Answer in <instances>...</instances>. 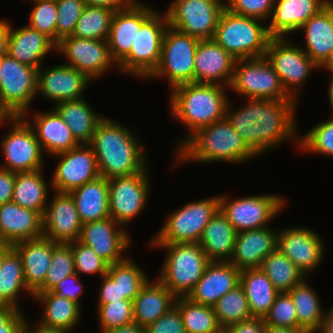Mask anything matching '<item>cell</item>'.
Returning a JSON list of instances; mask_svg holds the SVG:
<instances>
[{
    "label": "cell",
    "instance_id": "ab89813d",
    "mask_svg": "<svg viewBox=\"0 0 333 333\" xmlns=\"http://www.w3.org/2000/svg\"><path fill=\"white\" fill-rule=\"evenodd\" d=\"M29 294L33 299V293L28 289L24 278V270L19 253L11 247L2 260L0 267V302L19 311L21 292Z\"/></svg>",
    "mask_w": 333,
    "mask_h": 333
},
{
    "label": "cell",
    "instance_id": "9f6ffc18",
    "mask_svg": "<svg viewBox=\"0 0 333 333\" xmlns=\"http://www.w3.org/2000/svg\"><path fill=\"white\" fill-rule=\"evenodd\" d=\"M146 333H186L182 316L176 306L146 328Z\"/></svg>",
    "mask_w": 333,
    "mask_h": 333
},
{
    "label": "cell",
    "instance_id": "74e56055",
    "mask_svg": "<svg viewBox=\"0 0 333 333\" xmlns=\"http://www.w3.org/2000/svg\"><path fill=\"white\" fill-rule=\"evenodd\" d=\"M44 168L31 172H17L13 189L12 202L44 215L49 201V186Z\"/></svg>",
    "mask_w": 333,
    "mask_h": 333
},
{
    "label": "cell",
    "instance_id": "3957f363",
    "mask_svg": "<svg viewBox=\"0 0 333 333\" xmlns=\"http://www.w3.org/2000/svg\"><path fill=\"white\" fill-rule=\"evenodd\" d=\"M174 152L175 161L170 169L187 162L239 165L258 159L226 118L195 131Z\"/></svg>",
    "mask_w": 333,
    "mask_h": 333
},
{
    "label": "cell",
    "instance_id": "94428289",
    "mask_svg": "<svg viewBox=\"0 0 333 333\" xmlns=\"http://www.w3.org/2000/svg\"><path fill=\"white\" fill-rule=\"evenodd\" d=\"M15 180L16 172L0 167V205L12 201Z\"/></svg>",
    "mask_w": 333,
    "mask_h": 333
},
{
    "label": "cell",
    "instance_id": "9a60e30c",
    "mask_svg": "<svg viewBox=\"0 0 333 333\" xmlns=\"http://www.w3.org/2000/svg\"><path fill=\"white\" fill-rule=\"evenodd\" d=\"M225 0H173L165 9L168 25L199 40L213 39Z\"/></svg>",
    "mask_w": 333,
    "mask_h": 333
},
{
    "label": "cell",
    "instance_id": "2644e50d",
    "mask_svg": "<svg viewBox=\"0 0 333 333\" xmlns=\"http://www.w3.org/2000/svg\"><path fill=\"white\" fill-rule=\"evenodd\" d=\"M329 72L330 74V80H329V84H328V102H329V107L331 108V114H333V70H326V72Z\"/></svg>",
    "mask_w": 333,
    "mask_h": 333
},
{
    "label": "cell",
    "instance_id": "6da1fadb",
    "mask_svg": "<svg viewBox=\"0 0 333 333\" xmlns=\"http://www.w3.org/2000/svg\"><path fill=\"white\" fill-rule=\"evenodd\" d=\"M246 100L237 109L229 100L225 118L258 157L290 141L299 148L298 101Z\"/></svg>",
    "mask_w": 333,
    "mask_h": 333
},
{
    "label": "cell",
    "instance_id": "e0dca14e",
    "mask_svg": "<svg viewBox=\"0 0 333 333\" xmlns=\"http://www.w3.org/2000/svg\"><path fill=\"white\" fill-rule=\"evenodd\" d=\"M55 54L63 55L67 59L65 64L84 73L93 82L107 75L106 73L114 68L118 71L117 63L111 57L107 40L66 36L56 44Z\"/></svg>",
    "mask_w": 333,
    "mask_h": 333
},
{
    "label": "cell",
    "instance_id": "d6a6232c",
    "mask_svg": "<svg viewBox=\"0 0 333 333\" xmlns=\"http://www.w3.org/2000/svg\"><path fill=\"white\" fill-rule=\"evenodd\" d=\"M33 300L43 309L40 319L36 321L43 327L71 332L81 321L82 308L68 298H61L52 291H45L35 292Z\"/></svg>",
    "mask_w": 333,
    "mask_h": 333
},
{
    "label": "cell",
    "instance_id": "7402d4cb",
    "mask_svg": "<svg viewBox=\"0 0 333 333\" xmlns=\"http://www.w3.org/2000/svg\"><path fill=\"white\" fill-rule=\"evenodd\" d=\"M43 215V237L56 243L78 240L82 223L69 193L54 191Z\"/></svg>",
    "mask_w": 333,
    "mask_h": 333
},
{
    "label": "cell",
    "instance_id": "52a82bcc",
    "mask_svg": "<svg viewBox=\"0 0 333 333\" xmlns=\"http://www.w3.org/2000/svg\"><path fill=\"white\" fill-rule=\"evenodd\" d=\"M271 38L267 22L231 13L225 8L213 40L238 60L265 56Z\"/></svg>",
    "mask_w": 333,
    "mask_h": 333
},
{
    "label": "cell",
    "instance_id": "8992f818",
    "mask_svg": "<svg viewBox=\"0 0 333 333\" xmlns=\"http://www.w3.org/2000/svg\"><path fill=\"white\" fill-rule=\"evenodd\" d=\"M165 250L157 278L176 297H187L211 262L199 243L148 244Z\"/></svg>",
    "mask_w": 333,
    "mask_h": 333
},
{
    "label": "cell",
    "instance_id": "4fadbf2b",
    "mask_svg": "<svg viewBox=\"0 0 333 333\" xmlns=\"http://www.w3.org/2000/svg\"><path fill=\"white\" fill-rule=\"evenodd\" d=\"M219 194L220 210L228 218L236 232L270 226L285 205L286 199L280 194H255L229 199Z\"/></svg>",
    "mask_w": 333,
    "mask_h": 333
},
{
    "label": "cell",
    "instance_id": "60d3db41",
    "mask_svg": "<svg viewBox=\"0 0 333 333\" xmlns=\"http://www.w3.org/2000/svg\"><path fill=\"white\" fill-rule=\"evenodd\" d=\"M293 300L296 315L297 328H304L316 333L322 325L325 313L317 291L309 285L305 278L288 292Z\"/></svg>",
    "mask_w": 333,
    "mask_h": 333
},
{
    "label": "cell",
    "instance_id": "2a66077c",
    "mask_svg": "<svg viewBox=\"0 0 333 333\" xmlns=\"http://www.w3.org/2000/svg\"><path fill=\"white\" fill-rule=\"evenodd\" d=\"M325 4L333 2V0H322Z\"/></svg>",
    "mask_w": 333,
    "mask_h": 333
},
{
    "label": "cell",
    "instance_id": "f6af8a7d",
    "mask_svg": "<svg viewBox=\"0 0 333 333\" xmlns=\"http://www.w3.org/2000/svg\"><path fill=\"white\" fill-rule=\"evenodd\" d=\"M213 308L221 328L252 319L248 300L241 285L226 293Z\"/></svg>",
    "mask_w": 333,
    "mask_h": 333
},
{
    "label": "cell",
    "instance_id": "6f0895ef",
    "mask_svg": "<svg viewBox=\"0 0 333 333\" xmlns=\"http://www.w3.org/2000/svg\"><path fill=\"white\" fill-rule=\"evenodd\" d=\"M27 319L22 310L7 305L0 306V333H24Z\"/></svg>",
    "mask_w": 333,
    "mask_h": 333
},
{
    "label": "cell",
    "instance_id": "7bdbcfd3",
    "mask_svg": "<svg viewBox=\"0 0 333 333\" xmlns=\"http://www.w3.org/2000/svg\"><path fill=\"white\" fill-rule=\"evenodd\" d=\"M186 333H214L221 326L217 321L214 308L192 302L187 297H178L175 301Z\"/></svg>",
    "mask_w": 333,
    "mask_h": 333
},
{
    "label": "cell",
    "instance_id": "816d5d0a",
    "mask_svg": "<svg viewBox=\"0 0 333 333\" xmlns=\"http://www.w3.org/2000/svg\"><path fill=\"white\" fill-rule=\"evenodd\" d=\"M74 256V270L81 277L84 275L98 274L104 276L108 272L109 264L103 260L90 247L78 240L69 243Z\"/></svg>",
    "mask_w": 333,
    "mask_h": 333
},
{
    "label": "cell",
    "instance_id": "ac0fdd59",
    "mask_svg": "<svg viewBox=\"0 0 333 333\" xmlns=\"http://www.w3.org/2000/svg\"><path fill=\"white\" fill-rule=\"evenodd\" d=\"M325 246L321 235L311 227L299 225L278 229L277 248L305 274L307 279L308 275L321 266L326 252Z\"/></svg>",
    "mask_w": 333,
    "mask_h": 333
},
{
    "label": "cell",
    "instance_id": "bcb514c9",
    "mask_svg": "<svg viewBox=\"0 0 333 333\" xmlns=\"http://www.w3.org/2000/svg\"><path fill=\"white\" fill-rule=\"evenodd\" d=\"M107 274L114 281H118L121 296L131 301L149 280L145 271L131 259V256L121 262L109 265Z\"/></svg>",
    "mask_w": 333,
    "mask_h": 333
},
{
    "label": "cell",
    "instance_id": "5b68a950",
    "mask_svg": "<svg viewBox=\"0 0 333 333\" xmlns=\"http://www.w3.org/2000/svg\"><path fill=\"white\" fill-rule=\"evenodd\" d=\"M137 0V38L117 64L121 74L146 80L158 67L168 20L165 12Z\"/></svg>",
    "mask_w": 333,
    "mask_h": 333
},
{
    "label": "cell",
    "instance_id": "d4e9b609",
    "mask_svg": "<svg viewBox=\"0 0 333 333\" xmlns=\"http://www.w3.org/2000/svg\"><path fill=\"white\" fill-rule=\"evenodd\" d=\"M278 229L271 226L238 232L230 263L240 271L260 268L263 259L277 248Z\"/></svg>",
    "mask_w": 333,
    "mask_h": 333
},
{
    "label": "cell",
    "instance_id": "ba28073f",
    "mask_svg": "<svg viewBox=\"0 0 333 333\" xmlns=\"http://www.w3.org/2000/svg\"><path fill=\"white\" fill-rule=\"evenodd\" d=\"M219 210V194L188 202L172 210L161 229L147 243H199L205 226Z\"/></svg>",
    "mask_w": 333,
    "mask_h": 333
},
{
    "label": "cell",
    "instance_id": "753ad0ef",
    "mask_svg": "<svg viewBox=\"0 0 333 333\" xmlns=\"http://www.w3.org/2000/svg\"><path fill=\"white\" fill-rule=\"evenodd\" d=\"M10 117L11 116L0 106V126L4 127L5 125H7V120Z\"/></svg>",
    "mask_w": 333,
    "mask_h": 333
},
{
    "label": "cell",
    "instance_id": "b9f144b4",
    "mask_svg": "<svg viewBox=\"0 0 333 333\" xmlns=\"http://www.w3.org/2000/svg\"><path fill=\"white\" fill-rule=\"evenodd\" d=\"M260 269L279 293L289 292L307 278L278 248L263 259Z\"/></svg>",
    "mask_w": 333,
    "mask_h": 333
},
{
    "label": "cell",
    "instance_id": "6125c7cd",
    "mask_svg": "<svg viewBox=\"0 0 333 333\" xmlns=\"http://www.w3.org/2000/svg\"><path fill=\"white\" fill-rule=\"evenodd\" d=\"M228 333H265L266 324L262 318H252L226 327Z\"/></svg>",
    "mask_w": 333,
    "mask_h": 333
},
{
    "label": "cell",
    "instance_id": "f1b7e54d",
    "mask_svg": "<svg viewBox=\"0 0 333 333\" xmlns=\"http://www.w3.org/2000/svg\"><path fill=\"white\" fill-rule=\"evenodd\" d=\"M300 30L305 44H298L321 69L333 53V2L313 15Z\"/></svg>",
    "mask_w": 333,
    "mask_h": 333
},
{
    "label": "cell",
    "instance_id": "7dc6e473",
    "mask_svg": "<svg viewBox=\"0 0 333 333\" xmlns=\"http://www.w3.org/2000/svg\"><path fill=\"white\" fill-rule=\"evenodd\" d=\"M299 151L333 157V114L299 135Z\"/></svg>",
    "mask_w": 333,
    "mask_h": 333
},
{
    "label": "cell",
    "instance_id": "c3c4849f",
    "mask_svg": "<svg viewBox=\"0 0 333 333\" xmlns=\"http://www.w3.org/2000/svg\"><path fill=\"white\" fill-rule=\"evenodd\" d=\"M75 273L74 256L69 243L53 242L52 261L44 284L36 292L51 291L60 281Z\"/></svg>",
    "mask_w": 333,
    "mask_h": 333
},
{
    "label": "cell",
    "instance_id": "9c48e42d",
    "mask_svg": "<svg viewBox=\"0 0 333 333\" xmlns=\"http://www.w3.org/2000/svg\"><path fill=\"white\" fill-rule=\"evenodd\" d=\"M199 41L168 26L159 65L146 80L165 79L170 91L178 85L194 82V59Z\"/></svg>",
    "mask_w": 333,
    "mask_h": 333
},
{
    "label": "cell",
    "instance_id": "89a4df30",
    "mask_svg": "<svg viewBox=\"0 0 333 333\" xmlns=\"http://www.w3.org/2000/svg\"><path fill=\"white\" fill-rule=\"evenodd\" d=\"M265 333H312L304 328L266 326Z\"/></svg>",
    "mask_w": 333,
    "mask_h": 333
},
{
    "label": "cell",
    "instance_id": "ee69618b",
    "mask_svg": "<svg viewBox=\"0 0 333 333\" xmlns=\"http://www.w3.org/2000/svg\"><path fill=\"white\" fill-rule=\"evenodd\" d=\"M114 11L85 5L72 36L81 39L107 40Z\"/></svg>",
    "mask_w": 333,
    "mask_h": 333
},
{
    "label": "cell",
    "instance_id": "836d02e7",
    "mask_svg": "<svg viewBox=\"0 0 333 333\" xmlns=\"http://www.w3.org/2000/svg\"><path fill=\"white\" fill-rule=\"evenodd\" d=\"M69 194L74 200L82 224L110 217L108 179L99 176Z\"/></svg>",
    "mask_w": 333,
    "mask_h": 333
},
{
    "label": "cell",
    "instance_id": "f546056e",
    "mask_svg": "<svg viewBox=\"0 0 333 333\" xmlns=\"http://www.w3.org/2000/svg\"><path fill=\"white\" fill-rule=\"evenodd\" d=\"M13 27L9 22L8 55L22 64L39 69L46 56L56 52V44L45 34L27 24L20 28Z\"/></svg>",
    "mask_w": 333,
    "mask_h": 333
},
{
    "label": "cell",
    "instance_id": "484cf974",
    "mask_svg": "<svg viewBox=\"0 0 333 333\" xmlns=\"http://www.w3.org/2000/svg\"><path fill=\"white\" fill-rule=\"evenodd\" d=\"M52 108V109H51ZM49 111L31 112V120L23 117L33 128L45 155L54 156L79 145L67 124L58 112L51 107Z\"/></svg>",
    "mask_w": 333,
    "mask_h": 333
},
{
    "label": "cell",
    "instance_id": "11a10c76",
    "mask_svg": "<svg viewBox=\"0 0 333 333\" xmlns=\"http://www.w3.org/2000/svg\"><path fill=\"white\" fill-rule=\"evenodd\" d=\"M275 0H225V8L231 13L253 17L268 22Z\"/></svg>",
    "mask_w": 333,
    "mask_h": 333
},
{
    "label": "cell",
    "instance_id": "44dd1931",
    "mask_svg": "<svg viewBox=\"0 0 333 333\" xmlns=\"http://www.w3.org/2000/svg\"><path fill=\"white\" fill-rule=\"evenodd\" d=\"M44 67L42 65L38 69L36 95L54 102L53 106L63 101L83 98V94L93 83L84 73L65 63Z\"/></svg>",
    "mask_w": 333,
    "mask_h": 333
},
{
    "label": "cell",
    "instance_id": "1f68e13d",
    "mask_svg": "<svg viewBox=\"0 0 333 333\" xmlns=\"http://www.w3.org/2000/svg\"><path fill=\"white\" fill-rule=\"evenodd\" d=\"M148 280L133 300L134 322L147 328L175 306L176 297L156 277Z\"/></svg>",
    "mask_w": 333,
    "mask_h": 333
},
{
    "label": "cell",
    "instance_id": "f35d334b",
    "mask_svg": "<svg viewBox=\"0 0 333 333\" xmlns=\"http://www.w3.org/2000/svg\"><path fill=\"white\" fill-rule=\"evenodd\" d=\"M240 285L245 291L252 318L264 319L279 294L269 277L260 268L246 269L241 271Z\"/></svg>",
    "mask_w": 333,
    "mask_h": 333
},
{
    "label": "cell",
    "instance_id": "a7ac6f4b",
    "mask_svg": "<svg viewBox=\"0 0 333 333\" xmlns=\"http://www.w3.org/2000/svg\"><path fill=\"white\" fill-rule=\"evenodd\" d=\"M316 333H333V304L327 309L321 328Z\"/></svg>",
    "mask_w": 333,
    "mask_h": 333
},
{
    "label": "cell",
    "instance_id": "30bf717a",
    "mask_svg": "<svg viewBox=\"0 0 333 333\" xmlns=\"http://www.w3.org/2000/svg\"><path fill=\"white\" fill-rule=\"evenodd\" d=\"M38 69L6 55L0 58V106L11 116L27 117L37 97Z\"/></svg>",
    "mask_w": 333,
    "mask_h": 333
},
{
    "label": "cell",
    "instance_id": "f907efd6",
    "mask_svg": "<svg viewBox=\"0 0 333 333\" xmlns=\"http://www.w3.org/2000/svg\"><path fill=\"white\" fill-rule=\"evenodd\" d=\"M31 7L28 19L29 23L27 25L45 34L56 44V23L58 15L56 0L31 2Z\"/></svg>",
    "mask_w": 333,
    "mask_h": 333
},
{
    "label": "cell",
    "instance_id": "e575fe53",
    "mask_svg": "<svg viewBox=\"0 0 333 333\" xmlns=\"http://www.w3.org/2000/svg\"><path fill=\"white\" fill-rule=\"evenodd\" d=\"M53 108L79 144H89L97 125L105 118V115L95 111L84 97L57 103Z\"/></svg>",
    "mask_w": 333,
    "mask_h": 333
},
{
    "label": "cell",
    "instance_id": "03108f58",
    "mask_svg": "<svg viewBox=\"0 0 333 333\" xmlns=\"http://www.w3.org/2000/svg\"><path fill=\"white\" fill-rule=\"evenodd\" d=\"M24 333H69V332L43 327L40 324H38L36 321L33 322L31 319L29 320L28 318L24 328Z\"/></svg>",
    "mask_w": 333,
    "mask_h": 333
},
{
    "label": "cell",
    "instance_id": "db71d44e",
    "mask_svg": "<svg viewBox=\"0 0 333 333\" xmlns=\"http://www.w3.org/2000/svg\"><path fill=\"white\" fill-rule=\"evenodd\" d=\"M266 326L297 328V315L288 292L279 293L264 317Z\"/></svg>",
    "mask_w": 333,
    "mask_h": 333
},
{
    "label": "cell",
    "instance_id": "be15d7a7",
    "mask_svg": "<svg viewBox=\"0 0 333 333\" xmlns=\"http://www.w3.org/2000/svg\"><path fill=\"white\" fill-rule=\"evenodd\" d=\"M133 0H84L85 5L107 8L117 12L125 9Z\"/></svg>",
    "mask_w": 333,
    "mask_h": 333
},
{
    "label": "cell",
    "instance_id": "8c879c8a",
    "mask_svg": "<svg viewBox=\"0 0 333 333\" xmlns=\"http://www.w3.org/2000/svg\"><path fill=\"white\" fill-rule=\"evenodd\" d=\"M12 247V245L7 243L0 242V267L2 265V260L5 256V253Z\"/></svg>",
    "mask_w": 333,
    "mask_h": 333
},
{
    "label": "cell",
    "instance_id": "cb8c5ba5",
    "mask_svg": "<svg viewBox=\"0 0 333 333\" xmlns=\"http://www.w3.org/2000/svg\"><path fill=\"white\" fill-rule=\"evenodd\" d=\"M241 271L229 261H211L187 298L213 307L226 293L240 285Z\"/></svg>",
    "mask_w": 333,
    "mask_h": 333
},
{
    "label": "cell",
    "instance_id": "5bb4252c",
    "mask_svg": "<svg viewBox=\"0 0 333 333\" xmlns=\"http://www.w3.org/2000/svg\"><path fill=\"white\" fill-rule=\"evenodd\" d=\"M7 133L0 140L4 164L12 172H31L44 168V155L33 128L22 116L7 120Z\"/></svg>",
    "mask_w": 333,
    "mask_h": 333
},
{
    "label": "cell",
    "instance_id": "d590c367",
    "mask_svg": "<svg viewBox=\"0 0 333 333\" xmlns=\"http://www.w3.org/2000/svg\"><path fill=\"white\" fill-rule=\"evenodd\" d=\"M237 232L219 210L205 226L199 241L210 261H230Z\"/></svg>",
    "mask_w": 333,
    "mask_h": 333
},
{
    "label": "cell",
    "instance_id": "4316f807",
    "mask_svg": "<svg viewBox=\"0 0 333 333\" xmlns=\"http://www.w3.org/2000/svg\"><path fill=\"white\" fill-rule=\"evenodd\" d=\"M43 236V215L8 202L0 205V242L15 243Z\"/></svg>",
    "mask_w": 333,
    "mask_h": 333
},
{
    "label": "cell",
    "instance_id": "8d00e7d4",
    "mask_svg": "<svg viewBox=\"0 0 333 333\" xmlns=\"http://www.w3.org/2000/svg\"><path fill=\"white\" fill-rule=\"evenodd\" d=\"M137 38V0L114 13L107 43L112 59L118 64L131 50Z\"/></svg>",
    "mask_w": 333,
    "mask_h": 333
},
{
    "label": "cell",
    "instance_id": "ffe728a7",
    "mask_svg": "<svg viewBox=\"0 0 333 333\" xmlns=\"http://www.w3.org/2000/svg\"><path fill=\"white\" fill-rule=\"evenodd\" d=\"M127 229L113 218L107 217L82 224L78 241L90 246L99 257L112 265L128 257L125 252L132 246L133 241Z\"/></svg>",
    "mask_w": 333,
    "mask_h": 333
},
{
    "label": "cell",
    "instance_id": "4dcf8cb0",
    "mask_svg": "<svg viewBox=\"0 0 333 333\" xmlns=\"http://www.w3.org/2000/svg\"><path fill=\"white\" fill-rule=\"evenodd\" d=\"M12 247L20 255L26 285L34 294L44 284L52 261L53 241L42 236L15 243Z\"/></svg>",
    "mask_w": 333,
    "mask_h": 333
},
{
    "label": "cell",
    "instance_id": "2e32d148",
    "mask_svg": "<svg viewBox=\"0 0 333 333\" xmlns=\"http://www.w3.org/2000/svg\"><path fill=\"white\" fill-rule=\"evenodd\" d=\"M150 166L134 175L113 177L109 184V213L123 227L141 215L150 199ZM151 182V183H150Z\"/></svg>",
    "mask_w": 333,
    "mask_h": 333
},
{
    "label": "cell",
    "instance_id": "277c9868",
    "mask_svg": "<svg viewBox=\"0 0 333 333\" xmlns=\"http://www.w3.org/2000/svg\"><path fill=\"white\" fill-rule=\"evenodd\" d=\"M229 87L206 83H185L174 87L169 94L171 117L187 130L185 137L175 143V150L195 131L226 116Z\"/></svg>",
    "mask_w": 333,
    "mask_h": 333
},
{
    "label": "cell",
    "instance_id": "7a4b0ae2",
    "mask_svg": "<svg viewBox=\"0 0 333 333\" xmlns=\"http://www.w3.org/2000/svg\"><path fill=\"white\" fill-rule=\"evenodd\" d=\"M143 143L132 127L105 116L89 143L96 156L100 176L110 179L146 170L150 163Z\"/></svg>",
    "mask_w": 333,
    "mask_h": 333
},
{
    "label": "cell",
    "instance_id": "91938a15",
    "mask_svg": "<svg viewBox=\"0 0 333 333\" xmlns=\"http://www.w3.org/2000/svg\"><path fill=\"white\" fill-rule=\"evenodd\" d=\"M101 279L98 301L96 304H104L126 299L124 296H121V289L119 288L118 281H114L108 274L102 276Z\"/></svg>",
    "mask_w": 333,
    "mask_h": 333
},
{
    "label": "cell",
    "instance_id": "003e7915",
    "mask_svg": "<svg viewBox=\"0 0 333 333\" xmlns=\"http://www.w3.org/2000/svg\"><path fill=\"white\" fill-rule=\"evenodd\" d=\"M101 333H146V328L140 327L135 322L122 327L110 329Z\"/></svg>",
    "mask_w": 333,
    "mask_h": 333
},
{
    "label": "cell",
    "instance_id": "34e18365",
    "mask_svg": "<svg viewBox=\"0 0 333 333\" xmlns=\"http://www.w3.org/2000/svg\"><path fill=\"white\" fill-rule=\"evenodd\" d=\"M325 70H333V53L331 54L330 59L326 62V64L321 68Z\"/></svg>",
    "mask_w": 333,
    "mask_h": 333
},
{
    "label": "cell",
    "instance_id": "e7e4bbea",
    "mask_svg": "<svg viewBox=\"0 0 333 333\" xmlns=\"http://www.w3.org/2000/svg\"><path fill=\"white\" fill-rule=\"evenodd\" d=\"M9 21L0 19V58L8 55Z\"/></svg>",
    "mask_w": 333,
    "mask_h": 333
},
{
    "label": "cell",
    "instance_id": "f5cc1de1",
    "mask_svg": "<svg viewBox=\"0 0 333 333\" xmlns=\"http://www.w3.org/2000/svg\"><path fill=\"white\" fill-rule=\"evenodd\" d=\"M58 11L56 23V44L60 39L73 34L83 8L84 0H56Z\"/></svg>",
    "mask_w": 333,
    "mask_h": 333
},
{
    "label": "cell",
    "instance_id": "83f0119b",
    "mask_svg": "<svg viewBox=\"0 0 333 333\" xmlns=\"http://www.w3.org/2000/svg\"><path fill=\"white\" fill-rule=\"evenodd\" d=\"M326 4L322 0H275L267 29L272 38H285L299 29Z\"/></svg>",
    "mask_w": 333,
    "mask_h": 333
},
{
    "label": "cell",
    "instance_id": "7c38bea8",
    "mask_svg": "<svg viewBox=\"0 0 333 333\" xmlns=\"http://www.w3.org/2000/svg\"><path fill=\"white\" fill-rule=\"evenodd\" d=\"M229 90L247 99L295 100L265 56L236 60Z\"/></svg>",
    "mask_w": 333,
    "mask_h": 333
},
{
    "label": "cell",
    "instance_id": "603a6c76",
    "mask_svg": "<svg viewBox=\"0 0 333 333\" xmlns=\"http://www.w3.org/2000/svg\"><path fill=\"white\" fill-rule=\"evenodd\" d=\"M236 60L213 39L200 40L194 59V82L229 87Z\"/></svg>",
    "mask_w": 333,
    "mask_h": 333
},
{
    "label": "cell",
    "instance_id": "d6986e66",
    "mask_svg": "<svg viewBox=\"0 0 333 333\" xmlns=\"http://www.w3.org/2000/svg\"><path fill=\"white\" fill-rule=\"evenodd\" d=\"M58 162L51 178V189L70 193L100 176L97 159L89 144H79L69 151L54 155Z\"/></svg>",
    "mask_w": 333,
    "mask_h": 333
},
{
    "label": "cell",
    "instance_id": "681fc988",
    "mask_svg": "<svg viewBox=\"0 0 333 333\" xmlns=\"http://www.w3.org/2000/svg\"><path fill=\"white\" fill-rule=\"evenodd\" d=\"M100 332L122 327L134 322L133 301L125 299L97 304Z\"/></svg>",
    "mask_w": 333,
    "mask_h": 333
},
{
    "label": "cell",
    "instance_id": "680465c9",
    "mask_svg": "<svg viewBox=\"0 0 333 333\" xmlns=\"http://www.w3.org/2000/svg\"><path fill=\"white\" fill-rule=\"evenodd\" d=\"M76 272L60 281L51 291L58 297L68 298L82 308L80 300L84 291V284Z\"/></svg>",
    "mask_w": 333,
    "mask_h": 333
},
{
    "label": "cell",
    "instance_id": "8fae6325",
    "mask_svg": "<svg viewBox=\"0 0 333 333\" xmlns=\"http://www.w3.org/2000/svg\"><path fill=\"white\" fill-rule=\"evenodd\" d=\"M297 43V44H296ZM285 38H271L265 57L278 74L287 94L300 102L301 89L312 71L320 68L312 61L298 42ZM300 97V98H299Z\"/></svg>",
    "mask_w": 333,
    "mask_h": 333
},
{
    "label": "cell",
    "instance_id": "b9fcfbb0",
    "mask_svg": "<svg viewBox=\"0 0 333 333\" xmlns=\"http://www.w3.org/2000/svg\"><path fill=\"white\" fill-rule=\"evenodd\" d=\"M27 1H29V2H35V1H39V0H27Z\"/></svg>",
    "mask_w": 333,
    "mask_h": 333
},
{
    "label": "cell",
    "instance_id": "11e5206c",
    "mask_svg": "<svg viewBox=\"0 0 333 333\" xmlns=\"http://www.w3.org/2000/svg\"><path fill=\"white\" fill-rule=\"evenodd\" d=\"M214 333H228L226 328H220L217 332Z\"/></svg>",
    "mask_w": 333,
    "mask_h": 333
}]
</instances>
